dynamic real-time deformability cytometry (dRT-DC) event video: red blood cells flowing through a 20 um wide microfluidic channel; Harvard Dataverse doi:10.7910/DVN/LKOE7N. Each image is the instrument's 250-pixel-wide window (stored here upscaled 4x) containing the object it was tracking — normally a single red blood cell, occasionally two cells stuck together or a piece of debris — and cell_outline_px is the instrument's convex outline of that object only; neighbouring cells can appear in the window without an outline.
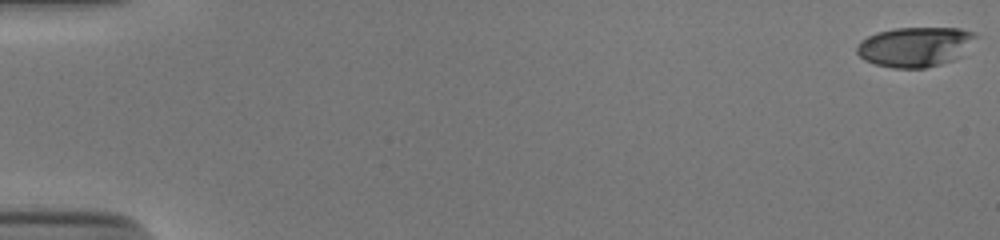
{"species": "human", "species_latin": "Homo sapiens", "temperature_condition": "cold", "stored_images_in_passage": 54, "camera_frame_rate_fps": 3000, "um_per_image_px": 0.085, "donor": {"sex": "male"}, "frame": {"image": 1, "passage_image": 1, "time_ms": 0.0, "image_size_px": [1000, 240], "cell_outline_px": [[976, 36], [960, 56], [952, 60], [940, 64], [924, 68], [892, 68], [876, 64], [864, 60], [856, 52], [856, 48], [860, 40], [876, 32], [896, 28], [960, 28], [976, 32]], "centroid_in_image_um": [77.74, 3.97], "position_along_channel_um": 7.3, "area_um2": 27.46}}
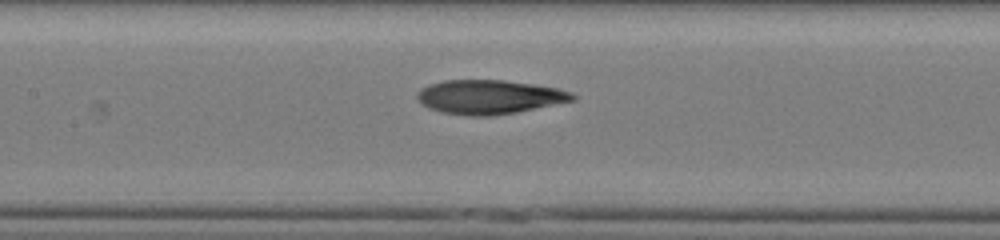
{"frame": {"image": 2, "passage_image": 27, "time_ms": 8.667, "image_size_px": [1000, 240], "cell_outline_px": [[576, 100], [516, 112], [488, 116], [468, 116], [440, 112], [428, 108], [416, 96], [416, 92], [420, 88], [428, 84], [444, 80], [504, 80], [532, 84], [556, 88], [572, 92], [576, 96]], "centroid_in_image_um": [41.57, 8.24], "position_along_channel_um": 165.8, "area_um2": 30.87}}
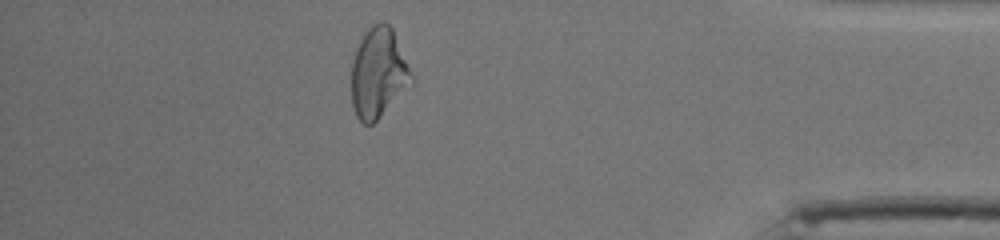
{"frame": {"image": 3, "passage_image": 48, "time_ms": 15.667, "image_size_px": [1000, 240], "cell_outline_px": [[412, 84], [372, 124], [364, 124], [356, 116], [352, 104], [352, 60], [356, 48], [364, 32], [372, 24], [380, 20], [384, 20], [392, 28], [412, 76]], "centroid_in_image_um": [32.13, 6.18], "position_along_channel_um": 403.1, "area_um2": 31.1}, "authors_computed_cell_mechanics": {"area_um2": 30.4028, "velocity_mm_per_s": 3.9033, "shape_relaxation_time_tau1_ms": 7.4055, "shape_relaxation_time_tau2_ms": 2.514, "deformation_change_tau1": 0.2422, "deformation_change_tau2": 0.098}}